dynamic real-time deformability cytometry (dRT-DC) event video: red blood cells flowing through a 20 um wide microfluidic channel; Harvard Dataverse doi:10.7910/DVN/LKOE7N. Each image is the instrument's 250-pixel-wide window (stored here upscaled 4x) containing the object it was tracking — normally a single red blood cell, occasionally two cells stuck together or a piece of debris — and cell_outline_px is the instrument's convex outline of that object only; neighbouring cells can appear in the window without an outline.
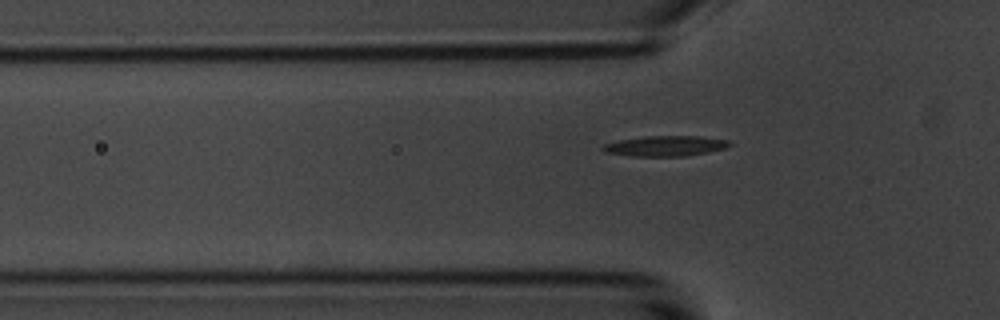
{"species": "common noctule bat (a hibernating species)", "species_latin": "Nyctalus noctula", "temperature_condition": "room temperature", "stored_images_in_passage": 41, "camera_frame_rate_fps": 3000, "um_per_image_px": 0.085, "animal": {"sex": "male", "body_mass_g": 20.1, "forearm_length_mm": 53.5}, "frame": {"image": 1, "passage_image": 10, "time_ms": 3.0, "image_size_px": [1000, 320], "cell_outline_px": [[732, 144], [728, 148], [688, 156], [632, 156], [608, 152], [600, 148], [604, 144], [620, 140], [644, 136], [696, 136], [728, 140]], "centroid_in_image_um": [56.6, 12.4], "position_along_channel_um": 69.2, "area_um2": 14.97}}
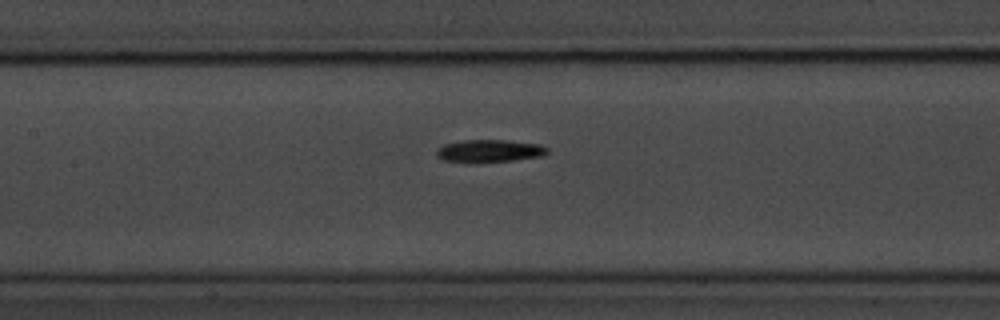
{"frame": {"image": 2, "passage_image": 18, "time_ms": 5.667, "image_size_px": [1000, 320], "cell_outline_px": [[548, 152], [540, 156], [512, 160], [444, 160], [436, 156], [436, 148], [444, 144], [464, 140], [504, 140], [540, 144], [548, 148]], "centroid_in_image_um": [41.61, 12.78], "position_along_channel_um": 165.8, "area_um2": 13.81}}
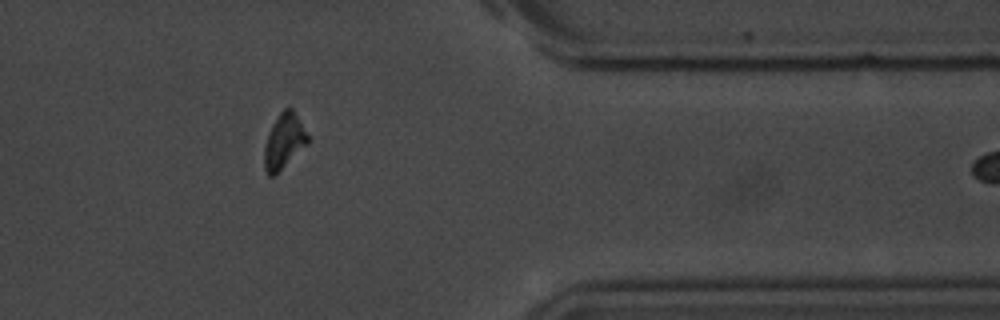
{"frame": {"image": 3, "passage_image": 38, "time_ms": 12.333, "image_size_px": [1000, 320], "cell_outline_px": [[308, 144], [272, 176], [268, 176], [264, 168], [264, 148], [272, 124], [280, 112], [284, 108], [292, 108], [308, 136]], "centroid_in_image_um": [24.12, 12.0], "position_along_channel_um": 387.3, "area_um2": 13.47}}